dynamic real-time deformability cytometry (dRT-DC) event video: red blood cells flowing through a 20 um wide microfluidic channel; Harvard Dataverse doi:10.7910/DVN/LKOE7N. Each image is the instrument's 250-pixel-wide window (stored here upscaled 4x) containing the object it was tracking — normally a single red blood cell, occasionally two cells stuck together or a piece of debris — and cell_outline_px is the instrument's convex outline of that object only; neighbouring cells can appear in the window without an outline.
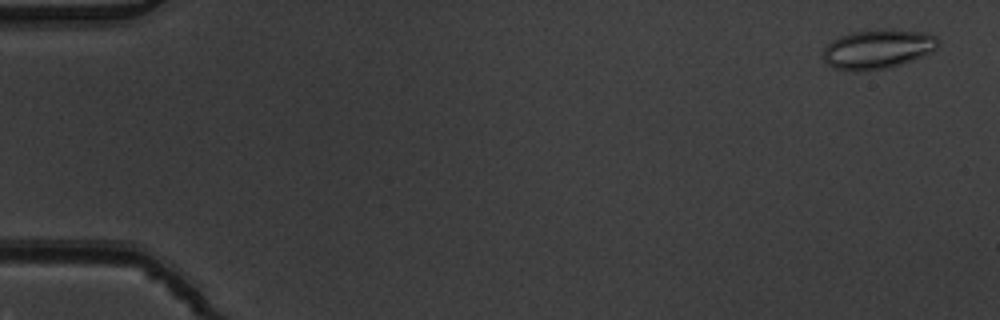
{"species": "common noctule bat (a hibernating species)", "species_latin": "Nyctalus noctula", "temperature_condition": "warm", "stored_images_in_passage": 5, "camera_frame_rate_fps": 3000, "um_per_image_px": 0.085, "animal": {"sex": "male", "body_mass_g": 19.5, "forearm_length_mm": 54.6}, "frame": {"image": 1, "passage_image": 1, "time_ms": 0.0, "image_size_px": [1000, 320], "cell_outline_px": [[940, 44], [932, 52], [892, 68], [868, 72], [852, 72], [832, 68], [824, 60], [824, 48], [832, 40], [840, 36], [852, 32], [924, 32], [936, 36], [940, 40]], "centroid_in_image_um": [74.59, 4.25], "position_along_channel_um": 10.4, "area_um2": 26.01}}
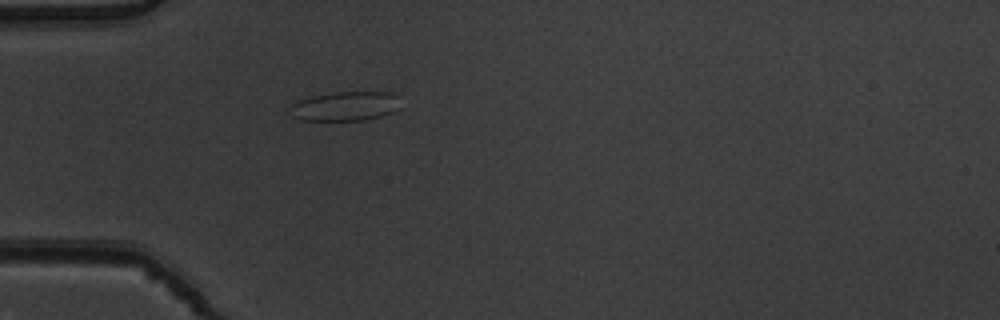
{"frame": {"image": 2, "passage_image": 5, "time_ms": 1.333, "image_size_px": [1000, 320], "cell_outline_px": [[400, 108], [396, 112], [364, 120], [300, 120], [292, 116], [292, 104], [300, 100], [312, 96], [336, 92], [388, 92], [396, 96]], "centroid_in_image_um": [29.38, 9.03], "position_along_channel_um": 55.6, "area_um2": 18.67}}